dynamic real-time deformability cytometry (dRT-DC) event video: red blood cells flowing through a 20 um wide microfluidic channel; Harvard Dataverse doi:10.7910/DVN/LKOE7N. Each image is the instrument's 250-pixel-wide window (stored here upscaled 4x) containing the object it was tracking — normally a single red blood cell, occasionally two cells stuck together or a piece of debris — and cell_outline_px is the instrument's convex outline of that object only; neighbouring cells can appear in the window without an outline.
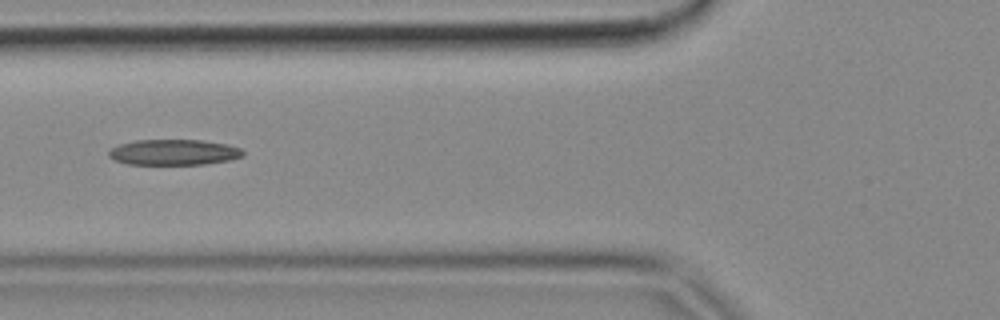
{"species": "common noctule bat (a hibernating species)", "species_latin": "Nyctalus noctula", "temperature_condition": "cold", "stored_images_in_passage": 9, "camera_frame_rate_fps": 3000, "um_per_image_px": 0.085, "animal": {"sex": "female", "body_mass_g": 18.4}, "frame": {"image": 1, "passage_image": 4, "time_ms": 1.0, "image_size_px": [1000, 320], "cell_outline_px": [[244, 156], [228, 160], [204, 164], [128, 164], [116, 160], [108, 156], [108, 152], [112, 148], [120, 144], [136, 140], [200, 140], [228, 144], [240, 148], [244, 152]], "centroid_in_image_um": [14.79, 12.94], "position_along_channel_um": 111.0, "area_um2": 19.94}}
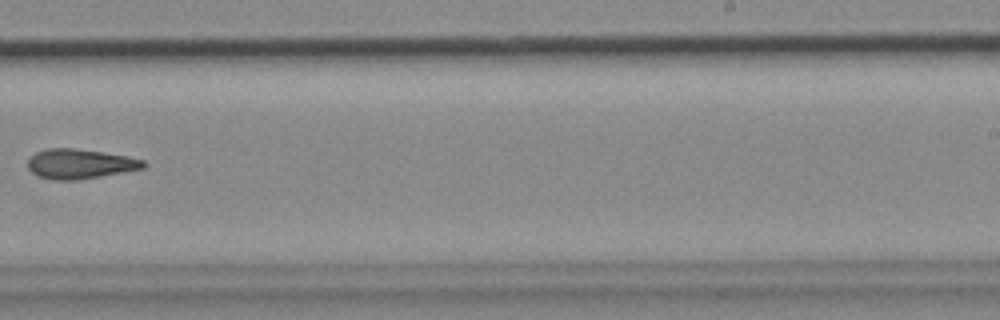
{"frame": {"image": 2, "passage_image": 8, "time_ms": 2.333, "image_size_px": [1000, 320], "cell_outline_px": [[148, 164], [144, 168], [100, 176], [72, 180], [56, 180], [40, 176], [32, 172], [28, 168], [28, 160], [36, 152], [48, 148], [76, 148], [128, 156], [144, 160]], "centroid_in_image_um": [6.82, 13.91], "position_along_channel_um": 282.2, "area_um2": 19.83}}